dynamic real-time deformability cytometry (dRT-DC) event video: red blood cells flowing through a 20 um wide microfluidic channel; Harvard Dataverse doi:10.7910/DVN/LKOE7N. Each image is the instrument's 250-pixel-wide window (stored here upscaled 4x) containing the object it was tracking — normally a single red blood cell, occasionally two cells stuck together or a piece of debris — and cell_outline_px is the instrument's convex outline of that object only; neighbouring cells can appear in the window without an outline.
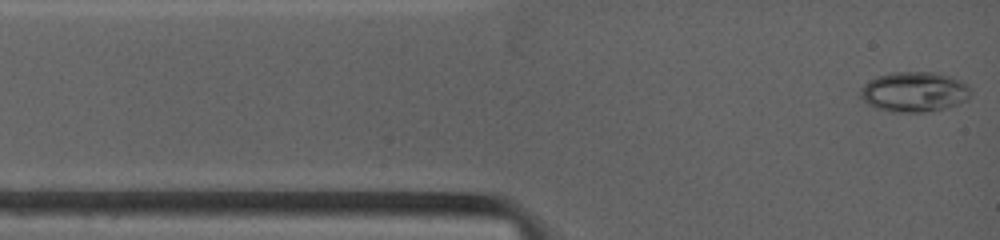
{"species": "common noctule bat (a hibernating species)", "species_latin": "Nyctalus noctula", "temperature_condition": "warm", "stored_images_in_passage": 23, "camera_frame_rate_fps": 4500, "um_per_image_px": 0.085, "animal": {"sex": "female", "body_mass_g": 19.0, "forearm_length_mm": 53.3}, "frame": {"image": 1, "passage_image": 1, "time_ms": 0.0, "image_size_px": [1000, 240], "cell_outline_px": [[972, 92], [964, 100], [956, 104], [944, 108], [920, 112], [892, 112], [876, 108], [868, 104], [860, 96], [860, 88], [864, 84], [876, 76], [892, 72], [936, 72], [960, 80], [968, 84]], "centroid_in_image_um": [77.68, 7.79], "position_along_channel_um": 7.3, "area_um2": 25.66}}
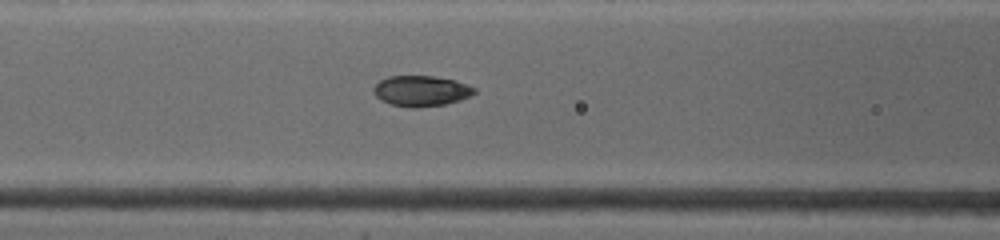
{"frame": {"image": 2, "passage_image": 16, "time_ms": 4.222, "image_size_px": [1000, 240], "cell_outline_px": [[476, 92], [472, 96], [460, 100], [444, 104], [416, 108], [408, 108], [392, 104], [380, 100], [372, 92], [372, 88], [380, 80], [388, 76], [432, 76], [456, 80], [476, 88]], "centroid_in_image_um": [35.79, 7.73], "position_along_channel_um": 130.8, "area_um2": 18.15}}
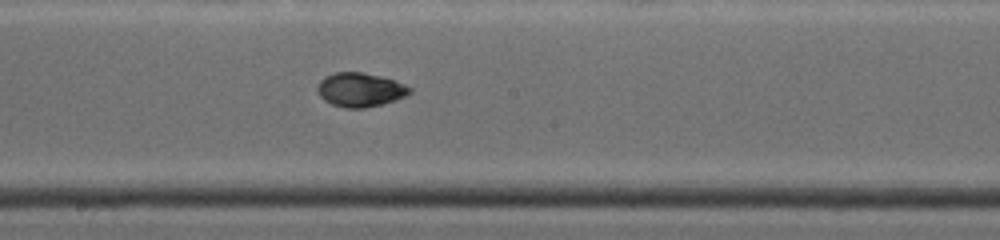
{"frame": {"image": 3, "passage_image": 23, "time_ms": 6.444, "image_size_px": [1000, 240], "cell_outline_px": [[412, 92], [396, 100], [364, 108], [344, 108], [332, 104], [324, 100], [320, 96], [316, 88], [320, 80], [324, 76], [336, 72], [360, 72], [380, 76], [404, 84], [412, 88]], "centroid_in_image_um": [30.59, 7.63], "position_along_channel_um": 217.6, "area_um2": 18.21}}